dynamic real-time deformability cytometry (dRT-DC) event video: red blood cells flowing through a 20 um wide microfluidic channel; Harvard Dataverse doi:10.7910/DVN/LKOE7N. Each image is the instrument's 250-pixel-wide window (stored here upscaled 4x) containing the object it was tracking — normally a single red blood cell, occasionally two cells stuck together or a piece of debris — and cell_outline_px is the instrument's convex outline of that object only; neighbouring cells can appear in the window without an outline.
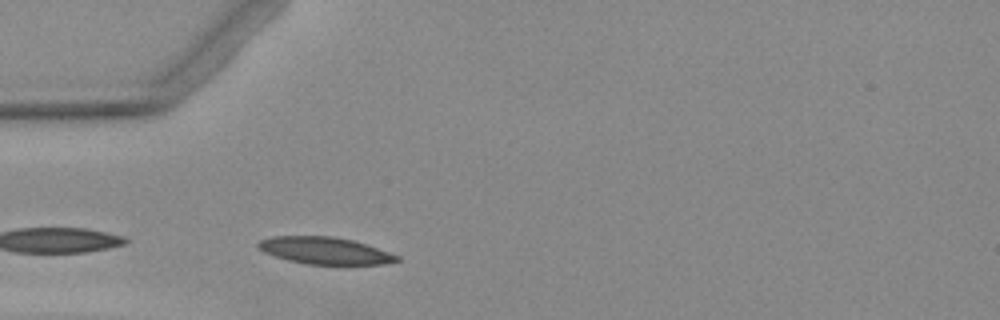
{"species": "Egyptian fruit bat (a non-hibernating species)", "species_latin": "Rousettus aegyptiacus", "temperature_condition": "warm", "stored_images_in_passage": 2, "camera_frame_rate_fps": 3000, "um_per_image_px": 0.085, "animal": {"sex": "female"}, "frame": {"image": 1, "passage_image": 2, "time_ms": 1.333, "image_size_px": [1000, 320], "cell_outline_px": [[400, 260], [380, 264], [308, 264], [288, 260], [264, 252], [256, 244], [260, 240], [276, 236], [332, 236], [352, 240], [400, 256]], "centroid_in_image_um": [27.6, 21.3], "position_along_channel_um": 57.4, "area_um2": 21.39}}